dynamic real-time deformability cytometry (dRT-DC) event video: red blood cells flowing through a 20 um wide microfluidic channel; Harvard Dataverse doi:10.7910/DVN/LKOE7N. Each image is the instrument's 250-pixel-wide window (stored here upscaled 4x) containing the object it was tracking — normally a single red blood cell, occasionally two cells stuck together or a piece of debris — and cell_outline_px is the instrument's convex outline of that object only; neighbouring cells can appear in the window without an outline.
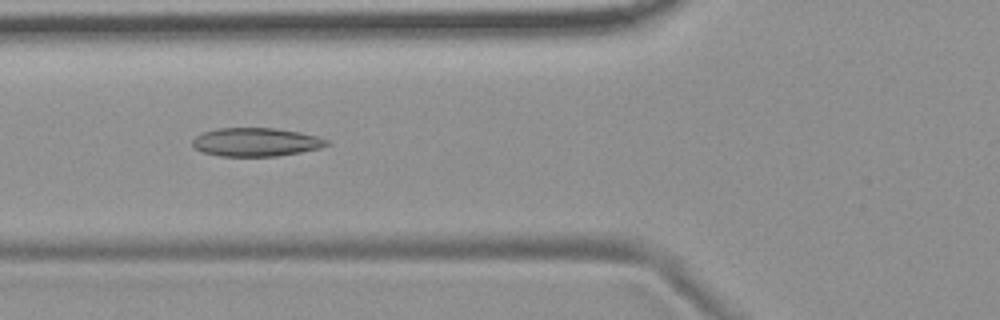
{"species": "common noctule bat (a hibernating species)", "species_latin": "Nyctalus noctula", "temperature_condition": "room temperature", "stored_images_in_passage": 43, "camera_frame_rate_fps": 3000, "um_per_image_px": 0.085, "animal": {"sex": "female", "body_mass_g": 19.9}, "frame": {"image": 1, "passage_image": 11, "time_ms": 3.333, "image_size_px": [1000, 320], "cell_outline_px": [[332, 144], [320, 148], [300, 152], [276, 156], [220, 156], [200, 152], [192, 148], [192, 140], [196, 136], [204, 132], [216, 128], [272, 128], [300, 132], [316, 136], [328, 140]], "centroid_in_image_um": [21.73, 12.08], "position_along_channel_um": 104.1, "area_um2": 22.43}}
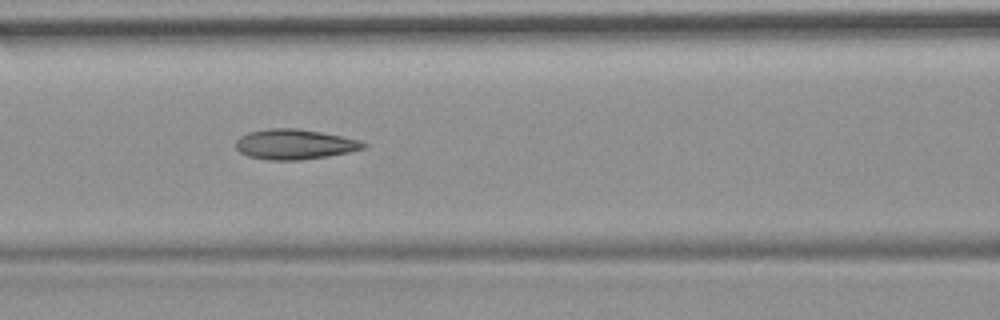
{"frame": {"image": 2, "passage_image": 14, "time_ms": 4.333, "image_size_px": [1000, 320], "cell_outline_px": [[368, 144], [364, 148], [348, 152], [328, 156], [300, 160], [268, 160], [248, 156], [240, 152], [236, 148], [236, 140], [240, 136], [248, 132], [268, 128], [296, 128], [320, 132], [340, 136], [356, 140]], "centroid_in_image_um": [24.99, 12.26], "position_along_channel_um": 141.6, "area_um2": 22.25}}
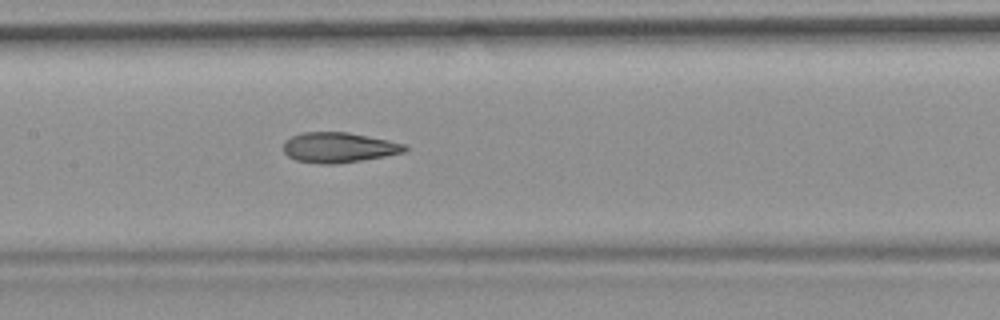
{"frame": {"image": 3, "passage_image": 17, "time_ms": 5.333, "image_size_px": [1000, 320], "cell_outline_px": [[408, 148], [404, 152], [384, 156], [336, 164], [316, 164], [296, 160], [288, 156], [284, 152], [284, 140], [292, 136], [304, 132], [348, 132], [408, 144]], "centroid_in_image_um": [28.79, 12.53], "position_along_channel_um": 178.6, "area_um2": 21.39}}